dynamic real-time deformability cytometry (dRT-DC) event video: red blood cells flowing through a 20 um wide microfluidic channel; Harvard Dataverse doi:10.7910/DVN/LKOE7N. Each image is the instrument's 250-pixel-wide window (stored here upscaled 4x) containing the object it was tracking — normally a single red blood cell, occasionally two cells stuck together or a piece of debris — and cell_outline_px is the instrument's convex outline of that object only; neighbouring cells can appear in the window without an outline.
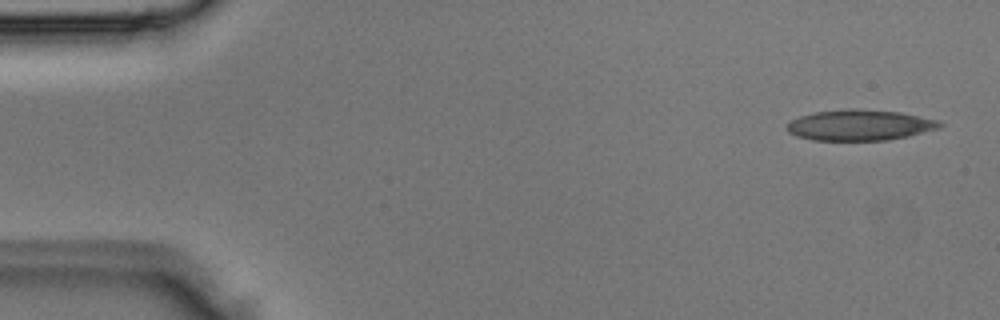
{"species": "Egyptian fruit bat (a non-hibernating species)", "species_latin": "Rousettus aegyptiacus", "temperature_condition": "room temperature", "stored_images_in_passage": 5, "camera_frame_rate_fps": 3000, "um_per_image_px": 0.085, "animal": {"sex": "male"}, "frame": {"image": 1, "passage_image": 1, "time_ms": 0.0, "image_size_px": [1000, 320], "cell_outline_px": [[944, 124], [940, 128], [908, 136], [884, 140], [812, 140], [796, 136], [788, 132], [788, 124], [792, 120], [800, 116], [816, 112], [848, 108], [856, 108], [900, 112], [940, 120]], "centroid_in_image_um": [73.12, 10.63], "position_along_channel_um": 11.9, "area_um2": 27.4}}